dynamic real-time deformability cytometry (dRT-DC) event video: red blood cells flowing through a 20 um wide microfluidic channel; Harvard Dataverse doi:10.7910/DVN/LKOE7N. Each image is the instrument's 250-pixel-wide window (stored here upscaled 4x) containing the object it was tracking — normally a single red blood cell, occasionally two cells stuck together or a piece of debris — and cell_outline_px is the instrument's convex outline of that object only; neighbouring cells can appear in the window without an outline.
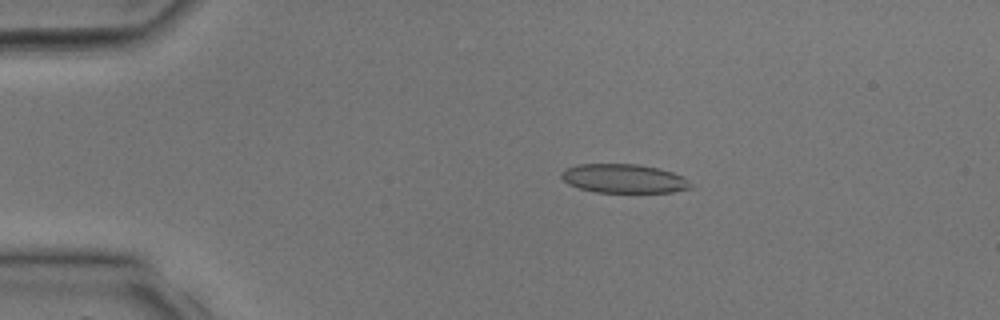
{"species": "common noctule bat (a hibernating species)", "species_latin": "Nyctalus noctula", "temperature_condition": "room temperature", "stored_images_in_passage": 28, "camera_frame_rate_fps": 3000, "um_per_image_px": 0.085, "animal": {"sex": "male", "body_mass_g": 17.9, "forearm_length_mm": 54.2}, "frame": {"image": 1, "passage_image": 2, "time_ms": 0.333, "image_size_px": [1000, 320], "cell_outline_px": [[692, 188], [672, 192], [596, 192], [580, 188], [568, 184], [560, 176], [560, 172], [564, 168], [576, 164], [636, 164], [660, 168], [684, 176], [692, 184]], "centroid_in_image_um": [53.02, 15.17], "position_along_channel_um": 32.0, "area_um2": 21.96}}
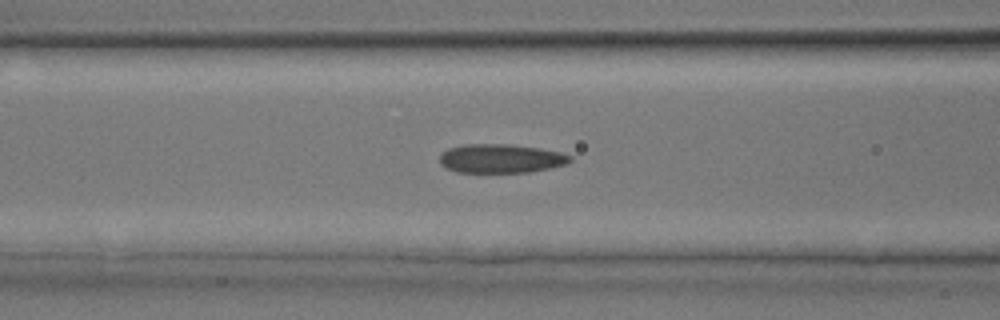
{"frame": {"image": 2, "passage_image": 9, "time_ms": 2.667, "image_size_px": [1000, 320], "cell_outline_px": [[572, 160], [568, 164], [528, 172], [456, 172], [444, 168], [440, 164], [440, 152], [448, 148], [464, 144], [508, 144], [540, 148], [560, 152], [572, 156]], "centroid_in_image_um": [42.54, 13.47], "position_along_channel_um": 124.1, "area_um2": 22.14}}
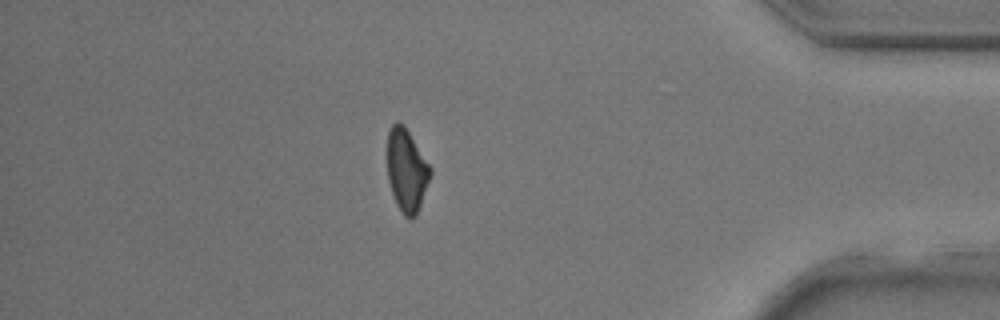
{"frame": {"image": 3, "passage_image": 24, "time_ms": 7.667, "image_size_px": [1000, 320], "cell_outline_px": [[432, 172], [416, 216], [408, 220], [404, 216], [396, 204], [388, 180], [388, 128], [396, 120], [400, 120], [404, 124], [432, 168]], "centroid_in_image_um": [34.56, 14.45], "position_along_channel_um": 400.6, "area_um2": 20.87}}